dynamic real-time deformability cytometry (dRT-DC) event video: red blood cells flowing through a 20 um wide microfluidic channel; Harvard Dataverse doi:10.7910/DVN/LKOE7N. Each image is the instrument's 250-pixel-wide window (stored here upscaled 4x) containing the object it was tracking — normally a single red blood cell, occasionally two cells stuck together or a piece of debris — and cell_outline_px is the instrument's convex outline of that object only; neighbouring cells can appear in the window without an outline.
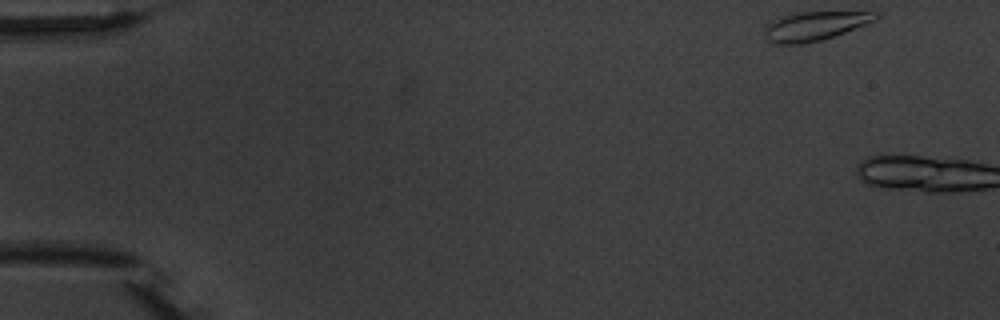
{"species": "common noctule bat (a hibernating species)", "species_latin": "Nyctalus noctula", "temperature_condition": "warm", "stored_images_in_passage": 2, "camera_frame_rate_fps": 3000, "um_per_image_px": 0.085, "animal": {"sex": "male", "body_mass_g": 20.1, "forearm_length_mm": 53.5}, "frame": {"image": 1, "passage_image": 1, "time_ms": 0.0, "image_size_px": [1000, 320], "cell_outline_px": [[880, 16], [876, 20], [844, 32], [820, 40], [800, 44], [772, 44], [764, 40], [764, 28], [772, 20], [780, 16], [792, 12], [880, 12]], "centroid_in_image_um": [69.17, 2.21], "position_along_channel_um": 15.8, "area_um2": 18.9}}